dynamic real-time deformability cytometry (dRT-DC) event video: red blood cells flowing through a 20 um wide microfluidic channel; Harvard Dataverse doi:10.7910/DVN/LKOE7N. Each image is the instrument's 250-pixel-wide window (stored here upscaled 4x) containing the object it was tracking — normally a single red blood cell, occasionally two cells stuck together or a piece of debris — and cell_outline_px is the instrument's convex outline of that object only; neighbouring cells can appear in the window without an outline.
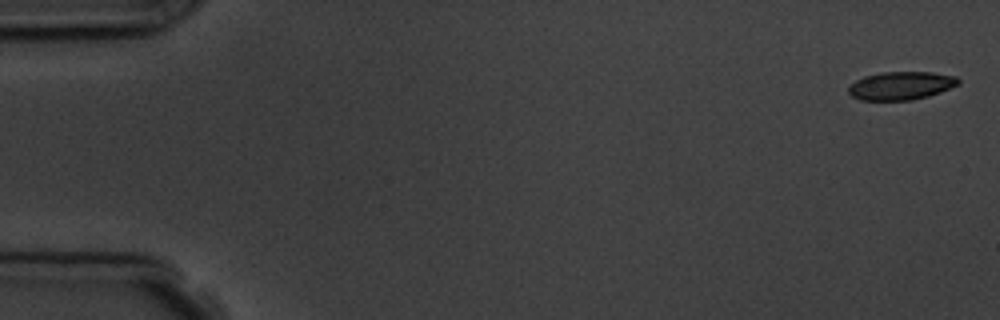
{"species": "common noctule bat (a hibernating species)", "species_latin": "Nyctalus noctula", "temperature_condition": "room temperature", "stored_images_in_passage": 4, "camera_frame_rate_fps": 3000, "um_per_image_px": 0.085, "animal": {"sex": "male", "body_mass_g": 19.5, "forearm_length_mm": 54.6}, "frame": {"image": 1, "passage_image": 1, "time_ms": 0.0, "image_size_px": [1000, 320], "cell_outline_px": [[960, 84], [940, 92], [928, 96], [912, 100], [860, 100], [852, 96], [848, 92], [848, 88], [856, 80], [864, 76], [880, 72], [932, 72], [956, 76], [960, 80]], "centroid_in_image_um": [76.6, 7.28], "position_along_channel_um": 8.4, "area_um2": 18.09}}